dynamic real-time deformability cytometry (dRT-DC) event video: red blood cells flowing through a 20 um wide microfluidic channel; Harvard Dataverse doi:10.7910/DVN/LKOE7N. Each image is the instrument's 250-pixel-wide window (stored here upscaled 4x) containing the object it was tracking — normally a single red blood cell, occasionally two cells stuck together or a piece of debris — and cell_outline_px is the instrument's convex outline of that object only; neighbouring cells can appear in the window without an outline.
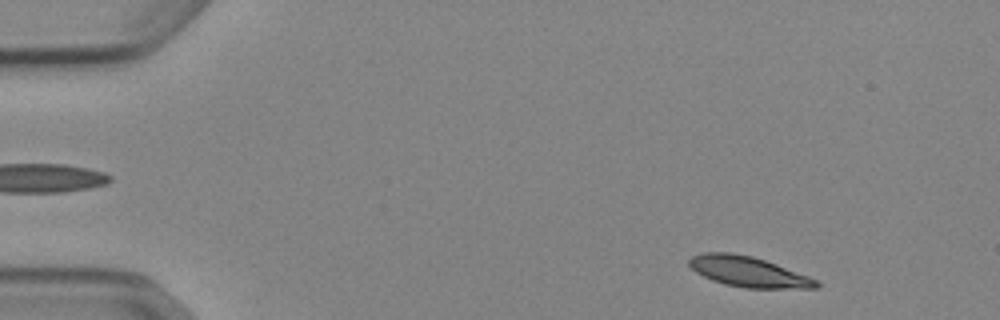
{"species": "Egyptian fruit bat (a non-hibernating species)", "species_latin": "Rousettus aegyptiacus", "temperature_condition": "cold", "stored_images_in_passage": 50, "camera_frame_rate_fps": 3000, "um_per_image_px": 0.085, "animal": {"sex": "female"}, "frame": {"image": 1, "passage_image": 4, "time_ms": 1.0, "image_size_px": [1000, 320], "cell_outline_px": [[820, 288], [744, 288], [724, 284], [712, 280], [696, 272], [688, 264], [688, 260], [692, 256], [704, 252], [732, 252], [752, 256], [776, 264], [808, 276], [816, 280], [820, 284]], "centroid_in_image_um": [63.59, 23.09], "position_along_channel_um": 21.4, "area_um2": 22.43}}
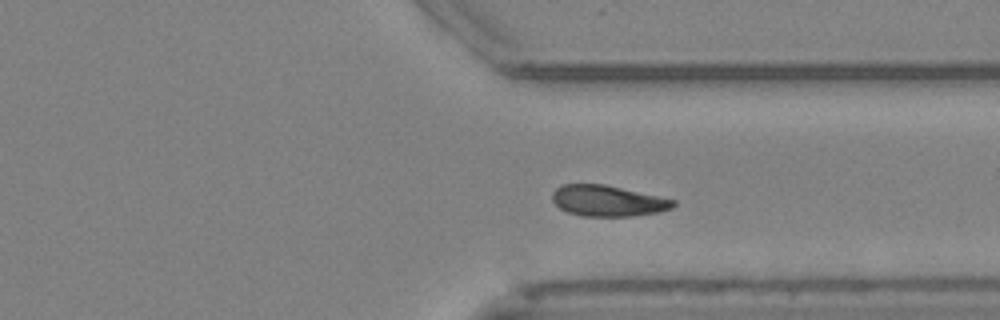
{"frame": {"image": 2, "passage_image": 38, "time_ms": 12.333, "image_size_px": [1000, 320], "cell_outline_px": [[676, 204], [672, 208], [660, 212], [632, 216], [580, 216], [568, 212], [560, 208], [552, 200], [552, 192], [556, 188], [564, 184], [604, 184], [676, 200]], "centroid_in_image_um": [51.66, 17.07], "position_along_channel_um": 359.7, "area_um2": 21.79}}
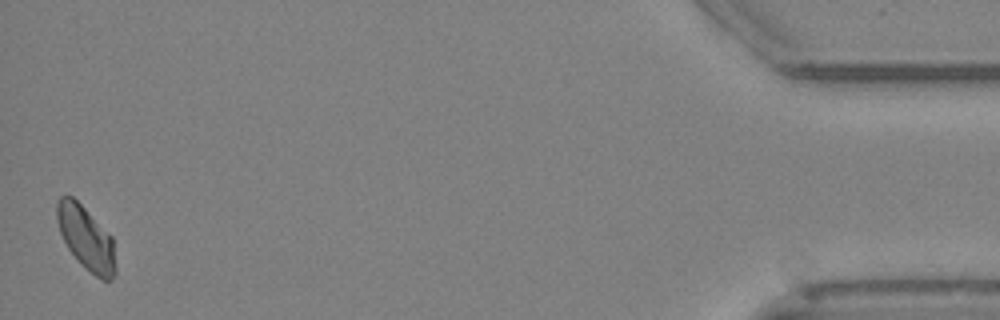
{"frame": {"image": 3, "passage_image": 50, "time_ms": 16.333, "image_size_px": [1000, 320], "cell_outline_px": [[116, 272], [112, 280], [104, 280], [96, 276], [68, 248], [60, 232], [56, 220], [56, 204], [60, 196], [72, 196], [112, 236], [116, 268]], "centroid_in_image_um": [7.32, 20.21], "position_along_channel_um": 427.9, "area_um2": 21.15}, "authors_computed_cell_mechanics": {"area_um2": 22.5131, "velocity_mm_per_s": 3.8449, "shape_relaxation_time_tau1_ms": 9.4445, "shape_relaxation_time_tau2_ms": null, "deformation_change_tau1": 0.1717, "deformation_change_tau2": null}}